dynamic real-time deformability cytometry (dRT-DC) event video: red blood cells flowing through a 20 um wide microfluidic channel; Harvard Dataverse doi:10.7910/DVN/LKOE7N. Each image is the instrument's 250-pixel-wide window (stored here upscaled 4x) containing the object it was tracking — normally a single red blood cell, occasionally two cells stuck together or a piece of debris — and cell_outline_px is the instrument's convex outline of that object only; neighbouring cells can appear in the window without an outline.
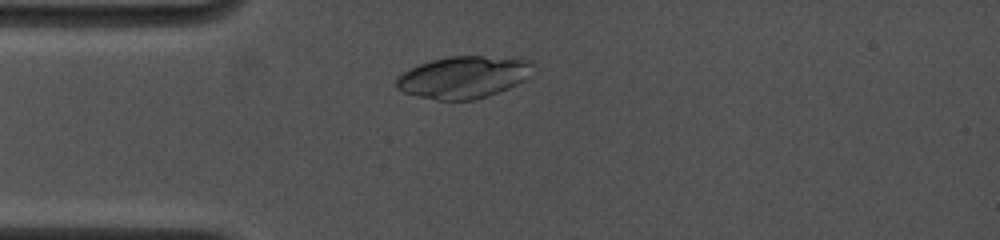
{"species": "common noctule bat (a hibernating species)", "species_latin": "Nyctalus noctula", "temperature_condition": "cold", "stored_images_in_passage": 5, "camera_frame_rate_fps": 4500, "um_per_image_px": 0.085, "animal": {"sex": "female", "body_mass_g": 19.0, "forearm_length_mm": 53.3}, "frame": {"image": 1, "passage_image": 3, "time_ms": 1.778, "image_size_px": [1000, 240], "cell_outline_px": [[528, 76], [516, 84], [508, 88], [488, 96], [472, 100], [436, 100], [416, 96], [404, 92], [396, 88], [396, 76], [420, 64], [432, 60], [452, 56], [480, 56], [528, 60]], "centroid_in_image_um": [39.29, 6.58], "position_along_channel_um": 45.7, "area_um2": 32.71}}